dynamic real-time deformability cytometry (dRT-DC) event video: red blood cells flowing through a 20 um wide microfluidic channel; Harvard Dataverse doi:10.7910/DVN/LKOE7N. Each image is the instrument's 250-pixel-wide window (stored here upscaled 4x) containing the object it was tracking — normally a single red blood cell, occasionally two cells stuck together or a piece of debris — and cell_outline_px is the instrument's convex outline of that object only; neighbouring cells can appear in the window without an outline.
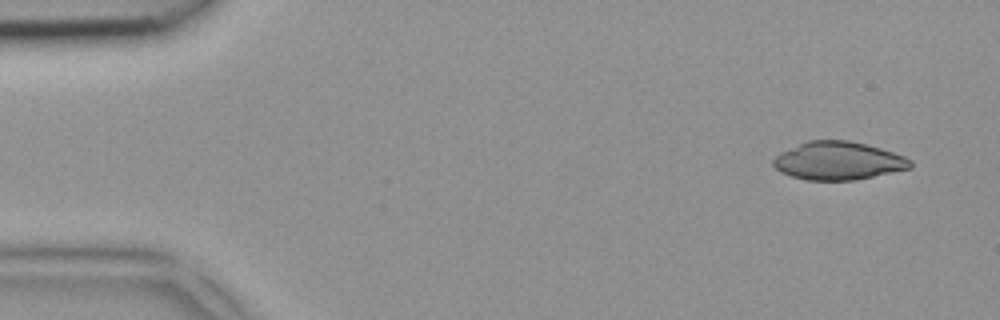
{"species": "common noctule bat (a hibernating species)", "species_latin": "Nyctalus noctula", "temperature_condition": "room temperature", "stored_images_in_passage": 4, "segment_of_instrument_passage": [1, 2], "camera_frame_rate_fps": 3000, "um_per_image_px": 0.085, "animal": {"sex": "female", "body_mass_g": 18.4}, "frame": {"image": 1, "passage_image": 1, "time_ms": 0.0, "image_size_px": [1000, 320], "cell_outline_px": [[912, 168], [856, 180], [804, 180], [780, 172], [772, 164], [772, 160], [780, 152], [808, 140], [848, 140], [880, 148], [904, 156], [912, 160]], "centroid_in_image_um": [71.24, 13.67], "position_along_channel_um": 13.8, "area_um2": 30.46}}